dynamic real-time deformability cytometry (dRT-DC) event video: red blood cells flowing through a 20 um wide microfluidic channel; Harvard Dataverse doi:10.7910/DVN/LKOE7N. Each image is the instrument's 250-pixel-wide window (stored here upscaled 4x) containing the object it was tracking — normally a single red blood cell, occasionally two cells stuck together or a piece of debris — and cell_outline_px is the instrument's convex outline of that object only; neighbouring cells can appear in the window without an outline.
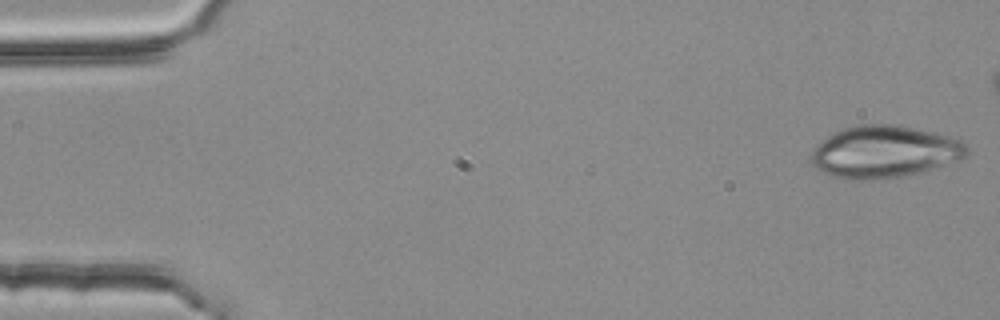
{"species": "common noctule bat (a hibernating species)", "species_latin": "Nyctalus noctula", "temperature_condition": "room temperature", "stored_images_in_passage": 48, "camera_frame_rate_fps": 3000, "um_per_image_px": 0.085, "animal": {"sex": "female", "body_mass_g": 25.1}, "frame": {"image": 1, "passage_image": 1, "time_ms": 0.0, "image_size_px": [1000, 320], "cell_outline_px": [[968, 152], [964, 156], [936, 168], [920, 172], [900, 176], [864, 180], [852, 180], [832, 176], [816, 168], [812, 164], [812, 148], [828, 136], [844, 128], [864, 124], [900, 124], [936, 132], [952, 136], [960, 140], [968, 148]], "centroid_in_image_um": [75.18, 12.88], "position_along_channel_um": 9.8, "area_um2": 47.11}}
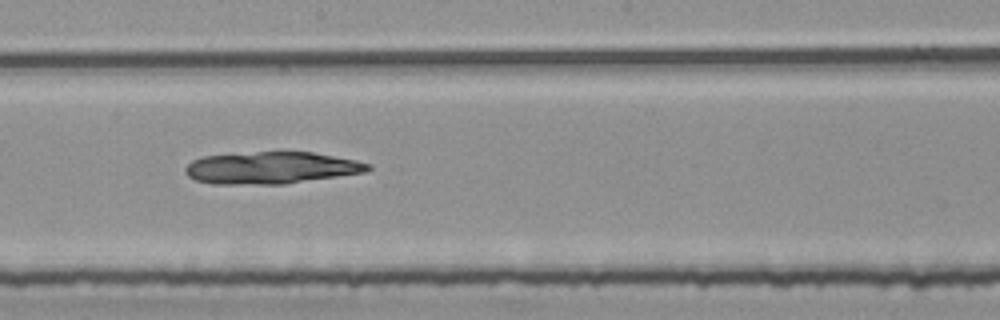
{"frame": {"image": 2, "passage_image": 29, "time_ms": 9.333, "image_size_px": [1000, 320], "cell_outline_px": [[372, 168], [368, 172], [284, 184], [212, 184], [196, 180], [188, 176], [184, 172], [184, 168], [192, 160], [204, 156], [256, 152], [312, 152], [356, 160], [372, 164]], "centroid_in_image_um": [23.08, 14.27], "position_along_channel_um": 225.1, "area_um2": 34.16}}
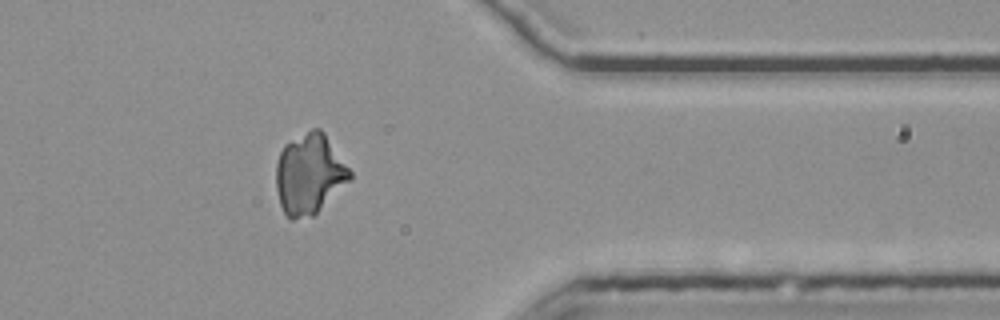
{"frame": {"image": 3, "passage_image": 43, "time_ms": 14.0, "image_size_px": [1000, 320], "cell_outline_px": [[352, 180], [312, 216], [292, 220], [288, 220], [280, 204], [276, 188], [276, 164], [280, 152], [284, 144], [312, 128], [320, 128], [324, 132], [352, 172]], "centroid_in_image_um": [26.3, 14.8], "position_along_channel_um": 385.1, "area_um2": 34.74}}